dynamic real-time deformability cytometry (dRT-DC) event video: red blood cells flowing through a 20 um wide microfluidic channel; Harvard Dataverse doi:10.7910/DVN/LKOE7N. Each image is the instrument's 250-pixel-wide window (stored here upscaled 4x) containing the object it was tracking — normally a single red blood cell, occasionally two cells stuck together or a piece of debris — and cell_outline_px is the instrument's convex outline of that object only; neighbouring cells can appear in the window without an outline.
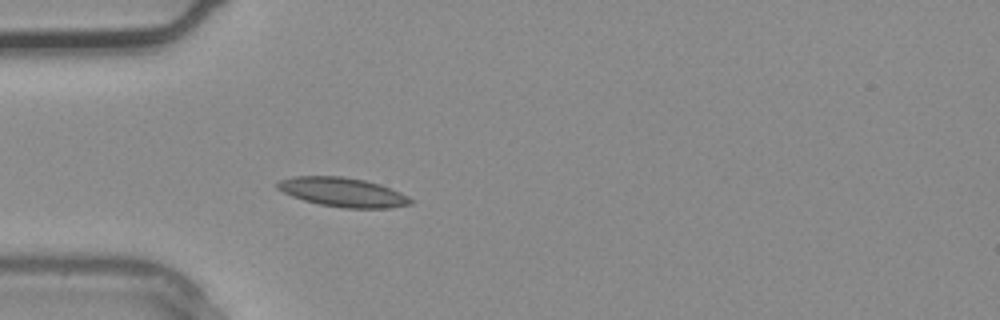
{"species": "common noctule bat (a hibernating species)", "species_latin": "Nyctalus noctula", "temperature_condition": "warm", "stored_images_in_passage": 3, "camera_frame_rate_fps": 3000, "um_per_image_px": 0.085, "animal": {"sex": "male", "body_mass_g": 20.4}, "frame": {"image": 1, "passage_image": 3, "time_ms": 0.667, "image_size_px": [1000, 320], "cell_outline_px": [[412, 204], [392, 208], [344, 208], [320, 204], [304, 200], [292, 196], [276, 188], [276, 184], [280, 180], [292, 176], [344, 176], [364, 180], [380, 184], [400, 192], [408, 196], [412, 200]], "centroid_in_image_um": [29.15, 16.33], "position_along_channel_um": 55.9, "area_um2": 22.66}}